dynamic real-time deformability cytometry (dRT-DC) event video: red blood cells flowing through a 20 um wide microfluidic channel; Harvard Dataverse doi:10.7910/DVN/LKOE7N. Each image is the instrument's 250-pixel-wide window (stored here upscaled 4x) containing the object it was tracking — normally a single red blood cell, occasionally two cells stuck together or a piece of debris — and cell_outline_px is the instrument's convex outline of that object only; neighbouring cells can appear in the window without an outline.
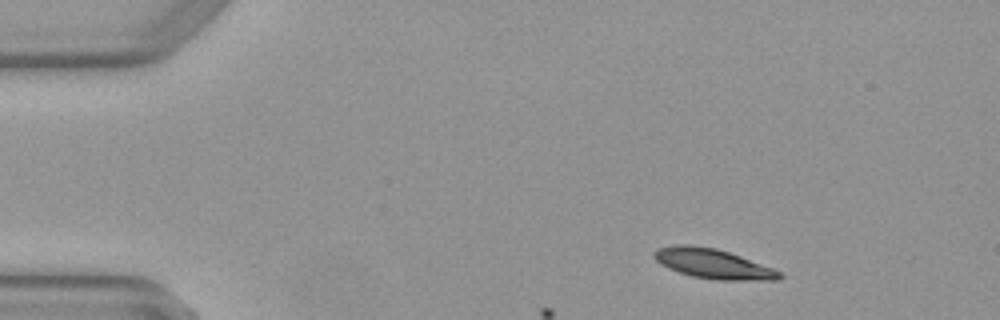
{"species": "Egyptian fruit bat (a non-hibernating species)", "species_latin": "Rousettus aegyptiacus", "temperature_condition": "warm", "stored_images_in_passage": 3, "camera_frame_rate_fps": 3000, "um_per_image_px": 0.085, "animal": {"sex": "female"}, "frame": {"image": 1, "passage_image": 1, "time_ms": 0.0, "image_size_px": [1000, 320], "cell_outline_px": [[784, 276], [776, 280], [716, 280], [692, 276], [668, 268], [660, 264], [652, 256], [652, 252], [656, 248], [676, 244], [692, 244], [716, 248], [740, 256], [772, 268], [780, 272]], "centroid_in_image_um": [60.55, 22.4], "position_along_channel_um": 24.5, "area_um2": 21.79}}